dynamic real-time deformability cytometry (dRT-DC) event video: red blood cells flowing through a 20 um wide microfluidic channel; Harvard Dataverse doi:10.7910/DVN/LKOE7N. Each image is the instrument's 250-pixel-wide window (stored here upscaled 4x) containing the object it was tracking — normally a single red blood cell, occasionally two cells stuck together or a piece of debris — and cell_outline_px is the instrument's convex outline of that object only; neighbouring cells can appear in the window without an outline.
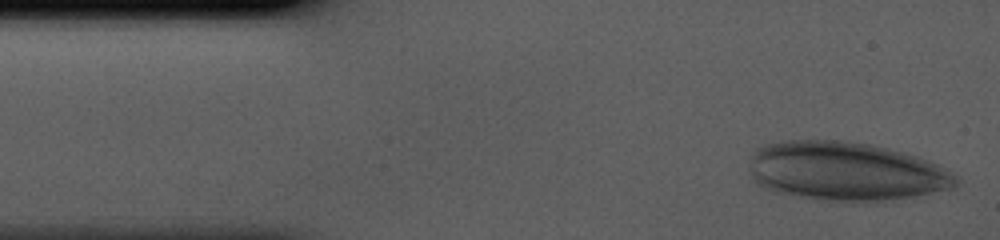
{"species": "human", "species_latin": "Homo sapiens", "temperature_condition": "cold", "stored_images_in_passage": 35, "camera_frame_rate_fps": 3000, "um_per_image_px": 0.085, "donor": {"sex": "male"}, "frame": {"image": 1, "passage_image": 1, "time_ms": 0.0, "image_size_px": [1000, 240], "cell_outline_px": [[960, 180], [952, 188], [916, 196], [876, 200], [832, 200], [792, 196], [776, 192], [764, 188], [756, 184], [752, 180], [752, 156], [756, 148], [768, 144], [788, 140], [840, 140], [868, 144], [888, 148], [916, 156], [936, 164], [944, 168], [956, 176]], "centroid_in_image_um": [71.87, 14.55], "position_along_channel_um": 13.1, "area_um2": 70.0}}
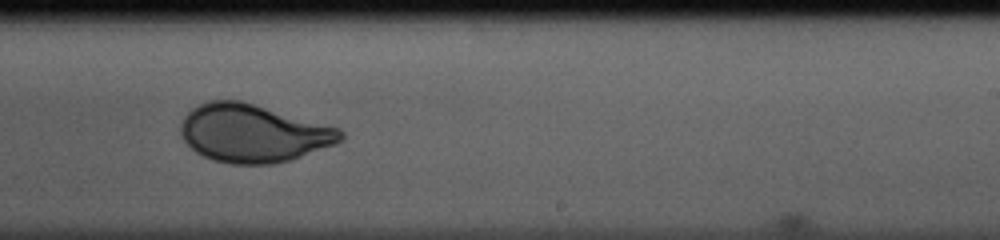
{"frame": {"image": 2, "passage_image": 24, "time_ms": 7.667, "image_size_px": [1000, 240], "cell_outline_px": [[344, 140], [336, 144], [292, 160], [272, 164], [232, 164], [212, 160], [196, 152], [184, 140], [180, 132], [180, 124], [184, 116], [192, 108], [208, 100], [240, 100], [340, 128], [344, 132]], "centroid_in_image_um": [21.53, 11.33], "position_along_channel_um": 267.5, "area_um2": 54.16}}
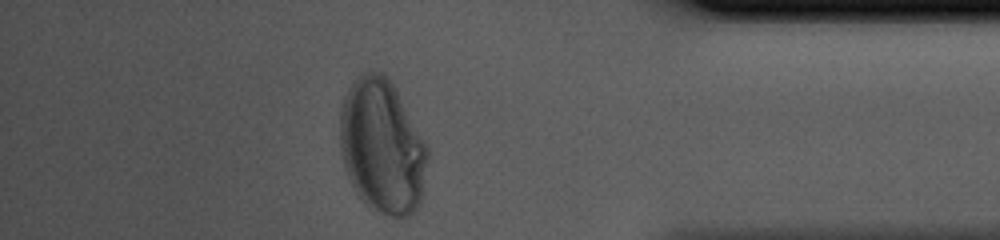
{"frame": {"image": 3, "passage_image": 35, "time_ms": 11.333, "image_size_px": [1000, 240], "cell_outline_px": [[428, 156], [424, 192], [420, 204], [416, 212], [400, 220], [396, 220], [368, 208], [364, 204], [356, 192], [344, 168], [340, 152], [340, 112], [344, 96], [352, 84], [364, 72], [384, 72], [388, 76], [428, 144]], "centroid_in_image_um": [32.51, 12.52], "position_along_channel_um": 402.7, "area_um2": 69.71}}